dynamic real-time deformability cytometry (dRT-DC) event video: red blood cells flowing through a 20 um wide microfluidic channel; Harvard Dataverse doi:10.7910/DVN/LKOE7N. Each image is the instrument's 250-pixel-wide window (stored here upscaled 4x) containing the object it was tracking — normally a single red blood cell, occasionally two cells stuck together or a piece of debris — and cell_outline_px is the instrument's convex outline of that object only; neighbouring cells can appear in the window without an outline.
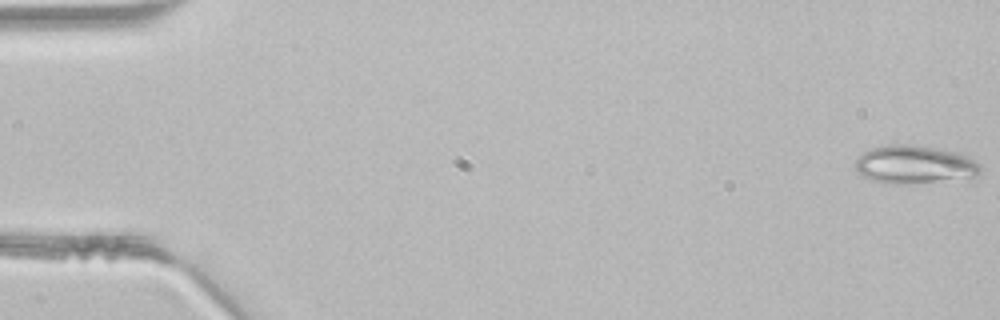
{"species": "common noctule bat (a hibernating species)", "species_latin": "Nyctalus noctula", "temperature_condition": "room temperature", "stored_images_in_passage": 9, "camera_frame_rate_fps": 3000, "um_per_image_px": 0.085, "animal": {"sex": "male", "body_mass_g": 21.5, "forearm_length_mm": 52.0}, "frame": {"image": 1, "passage_image": 1, "time_ms": 0.0, "image_size_px": [1000, 320], "cell_outline_px": [[980, 172], [976, 176], [936, 180], [892, 184], [884, 184], [868, 180], [860, 176], [856, 172], [856, 160], [868, 148], [884, 144], [904, 144], [932, 148], [956, 152], [968, 156], [976, 160], [980, 164]], "centroid_in_image_um": [77.64, 13.97], "position_along_channel_um": 7.4, "area_um2": 27.57}}